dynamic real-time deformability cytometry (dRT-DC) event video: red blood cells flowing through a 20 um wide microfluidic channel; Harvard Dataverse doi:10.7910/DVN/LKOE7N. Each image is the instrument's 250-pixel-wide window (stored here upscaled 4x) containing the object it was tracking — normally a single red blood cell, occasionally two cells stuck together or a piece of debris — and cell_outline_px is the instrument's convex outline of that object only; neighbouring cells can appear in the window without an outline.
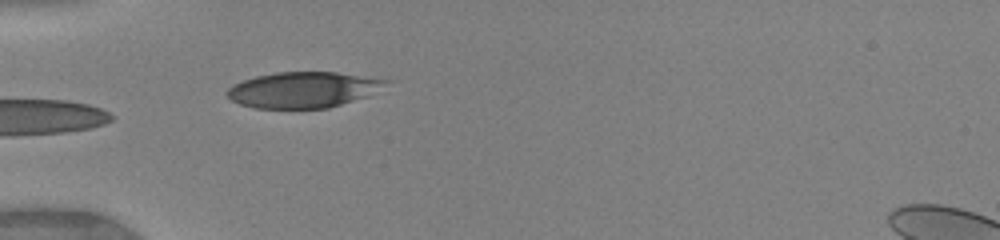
{"species": "human", "species_latin": "Homo sapiens", "temperature_condition": "warm", "stored_images_in_passage": 5, "camera_frame_rate_fps": 3000, "um_per_image_px": 0.085, "donor": {"sex": "female"}, "frame": {"image": 1, "passage_image": 4, "time_ms": 1.667, "image_size_px": [1000, 240], "cell_outline_px": [[388, 80], [368, 96], [328, 108], [256, 108], [240, 104], [232, 100], [224, 92], [232, 84], [256, 76], [276, 72], [336, 72]], "centroid_in_image_um": [25.68, 7.63], "position_along_channel_um": 59.3, "area_um2": 32.66}}